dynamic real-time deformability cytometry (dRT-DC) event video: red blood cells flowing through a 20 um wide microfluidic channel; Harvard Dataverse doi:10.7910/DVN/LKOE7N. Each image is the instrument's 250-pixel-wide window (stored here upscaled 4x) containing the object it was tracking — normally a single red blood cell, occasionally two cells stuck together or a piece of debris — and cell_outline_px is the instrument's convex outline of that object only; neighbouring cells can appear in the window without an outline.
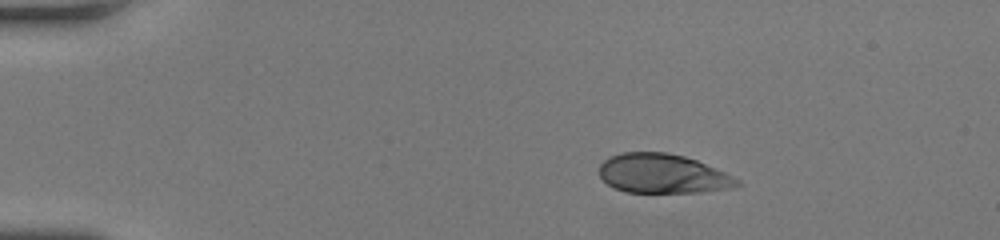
{"species": "human", "species_latin": "Homo sapiens", "temperature_condition": "room temperature", "stored_images_in_passage": 42, "camera_frame_rate_fps": 3000, "um_per_image_px": 0.085, "donor": {"sex": "female"}, "frame": {"image": 1, "passage_image": 1, "time_ms": 0.0, "image_size_px": [1000, 240], "cell_outline_px": [[740, 184], [732, 188], [700, 192], [624, 192], [612, 188], [600, 176], [600, 164], [608, 156], [620, 152], [668, 152], [684, 156], [696, 160], [724, 172], [740, 180]], "centroid_in_image_um": [56.29, 14.76], "position_along_channel_um": 28.7, "area_um2": 31.62}}
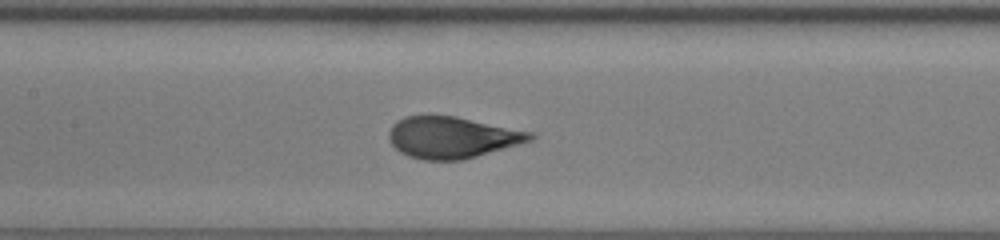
{"frame": {"image": 2, "passage_image": 17, "time_ms": 5.333, "image_size_px": [1000, 240], "cell_outline_px": [[536, 136], [532, 140], [476, 156], [460, 160], [424, 160], [408, 156], [400, 152], [392, 144], [388, 136], [388, 132], [392, 124], [396, 120], [404, 116], [432, 112], [456, 116], [532, 132]], "centroid_in_image_um": [38.35, 11.63], "position_along_channel_um": 169.1, "area_um2": 34.68}}
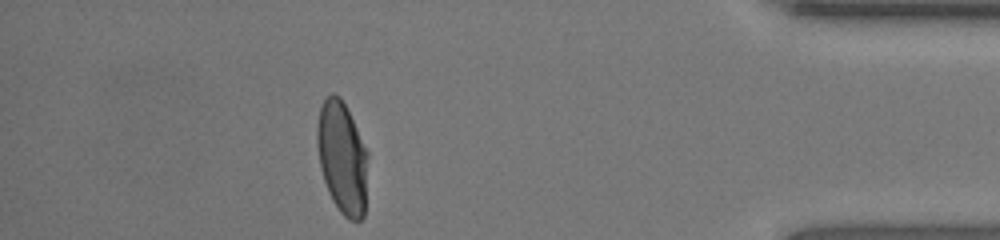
{"frame": {"image": 3, "passage_image": 37, "time_ms": 12.0, "image_size_px": [1000, 240], "cell_outline_px": [[368, 156], [364, 216], [360, 220], [348, 220], [340, 212], [332, 200], [328, 192], [320, 168], [316, 144], [316, 124], [320, 108], [324, 100], [332, 92], [340, 96], [368, 152]], "centroid_in_image_um": [29.07, 13.42], "position_along_channel_um": 406.1, "area_um2": 33.29}, "authors_computed_cell_mechanics": {"area_um2": 34.0153, "velocity_mm_per_s": 4.1777, "shape_relaxation_time_tau1_ms": 3.8459, "shape_relaxation_time_tau2_ms": null, "deformation_change_tau1": 0.2149, "deformation_change_tau2": null}}